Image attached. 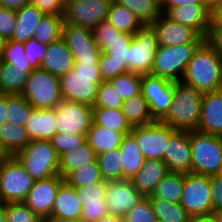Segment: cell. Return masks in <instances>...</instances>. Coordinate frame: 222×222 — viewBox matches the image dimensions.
Returning <instances> with one entry per match:
<instances>
[{
    "instance_id": "obj_1",
    "label": "cell",
    "mask_w": 222,
    "mask_h": 222,
    "mask_svg": "<svg viewBox=\"0 0 222 222\" xmlns=\"http://www.w3.org/2000/svg\"><path fill=\"white\" fill-rule=\"evenodd\" d=\"M180 82L203 93L222 89V58L206 40L194 51Z\"/></svg>"
},
{
    "instance_id": "obj_2",
    "label": "cell",
    "mask_w": 222,
    "mask_h": 222,
    "mask_svg": "<svg viewBox=\"0 0 222 222\" xmlns=\"http://www.w3.org/2000/svg\"><path fill=\"white\" fill-rule=\"evenodd\" d=\"M102 82L98 62H75L72 70L59 77L62 99L93 107Z\"/></svg>"
},
{
    "instance_id": "obj_3",
    "label": "cell",
    "mask_w": 222,
    "mask_h": 222,
    "mask_svg": "<svg viewBox=\"0 0 222 222\" xmlns=\"http://www.w3.org/2000/svg\"><path fill=\"white\" fill-rule=\"evenodd\" d=\"M202 96V91L180 81L174 82L172 103L160 122L170 125L175 131H197Z\"/></svg>"
},
{
    "instance_id": "obj_4",
    "label": "cell",
    "mask_w": 222,
    "mask_h": 222,
    "mask_svg": "<svg viewBox=\"0 0 222 222\" xmlns=\"http://www.w3.org/2000/svg\"><path fill=\"white\" fill-rule=\"evenodd\" d=\"M191 173L215 176L222 166V136L190 132Z\"/></svg>"
},
{
    "instance_id": "obj_5",
    "label": "cell",
    "mask_w": 222,
    "mask_h": 222,
    "mask_svg": "<svg viewBox=\"0 0 222 222\" xmlns=\"http://www.w3.org/2000/svg\"><path fill=\"white\" fill-rule=\"evenodd\" d=\"M14 156L34 180L59 174V156L50 141L31 140Z\"/></svg>"
},
{
    "instance_id": "obj_6",
    "label": "cell",
    "mask_w": 222,
    "mask_h": 222,
    "mask_svg": "<svg viewBox=\"0 0 222 222\" xmlns=\"http://www.w3.org/2000/svg\"><path fill=\"white\" fill-rule=\"evenodd\" d=\"M199 45L159 46L150 74L154 77L179 82L188 62Z\"/></svg>"
},
{
    "instance_id": "obj_7",
    "label": "cell",
    "mask_w": 222,
    "mask_h": 222,
    "mask_svg": "<svg viewBox=\"0 0 222 222\" xmlns=\"http://www.w3.org/2000/svg\"><path fill=\"white\" fill-rule=\"evenodd\" d=\"M21 95L35 109L55 108L63 100L59 77L42 69L30 72Z\"/></svg>"
},
{
    "instance_id": "obj_8",
    "label": "cell",
    "mask_w": 222,
    "mask_h": 222,
    "mask_svg": "<svg viewBox=\"0 0 222 222\" xmlns=\"http://www.w3.org/2000/svg\"><path fill=\"white\" fill-rule=\"evenodd\" d=\"M34 181L15 156H7L0 169V201L23 202Z\"/></svg>"
},
{
    "instance_id": "obj_9",
    "label": "cell",
    "mask_w": 222,
    "mask_h": 222,
    "mask_svg": "<svg viewBox=\"0 0 222 222\" xmlns=\"http://www.w3.org/2000/svg\"><path fill=\"white\" fill-rule=\"evenodd\" d=\"M158 41L151 25H142L134 34L128 48V71L146 75L152 71L154 58L158 50Z\"/></svg>"
},
{
    "instance_id": "obj_10",
    "label": "cell",
    "mask_w": 222,
    "mask_h": 222,
    "mask_svg": "<svg viewBox=\"0 0 222 222\" xmlns=\"http://www.w3.org/2000/svg\"><path fill=\"white\" fill-rule=\"evenodd\" d=\"M174 132L170 125L155 121L144 126L132 127L130 133L135 137L145 160L163 161L169 139Z\"/></svg>"
},
{
    "instance_id": "obj_11",
    "label": "cell",
    "mask_w": 222,
    "mask_h": 222,
    "mask_svg": "<svg viewBox=\"0 0 222 222\" xmlns=\"http://www.w3.org/2000/svg\"><path fill=\"white\" fill-rule=\"evenodd\" d=\"M180 204L190 216L212 213L210 176L184 174Z\"/></svg>"
},
{
    "instance_id": "obj_12",
    "label": "cell",
    "mask_w": 222,
    "mask_h": 222,
    "mask_svg": "<svg viewBox=\"0 0 222 222\" xmlns=\"http://www.w3.org/2000/svg\"><path fill=\"white\" fill-rule=\"evenodd\" d=\"M112 0H65L64 24L93 29L106 21L108 8Z\"/></svg>"
},
{
    "instance_id": "obj_13",
    "label": "cell",
    "mask_w": 222,
    "mask_h": 222,
    "mask_svg": "<svg viewBox=\"0 0 222 222\" xmlns=\"http://www.w3.org/2000/svg\"><path fill=\"white\" fill-rule=\"evenodd\" d=\"M57 133L87 134L92 123L93 107L62 100L55 107Z\"/></svg>"
},
{
    "instance_id": "obj_14",
    "label": "cell",
    "mask_w": 222,
    "mask_h": 222,
    "mask_svg": "<svg viewBox=\"0 0 222 222\" xmlns=\"http://www.w3.org/2000/svg\"><path fill=\"white\" fill-rule=\"evenodd\" d=\"M173 89V81L154 77L152 74L141 75V93L147 100L155 121H160L168 112L173 100Z\"/></svg>"
},
{
    "instance_id": "obj_15",
    "label": "cell",
    "mask_w": 222,
    "mask_h": 222,
    "mask_svg": "<svg viewBox=\"0 0 222 222\" xmlns=\"http://www.w3.org/2000/svg\"><path fill=\"white\" fill-rule=\"evenodd\" d=\"M62 39L73 55L74 62H99L101 49L94 41L91 29L63 24Z\"/></svg>"
},
{
    "instance_id": "obj_16",
    "label": "cell",
    "mask_w": 222,
    "mask_h": 222,
    "mask_svg": "<svg viewBox=\"0 0 222 222\" xmlns=\"http://www.w3.org/2000/svg\"><path fill=\"white\" fill-rule=\"evenodd\" d=\"M143 198L128 179L107 181L105 202L109 215L123 218Z\"/></svg>"
},
{
    "instance_id": "obj_17",
    "label": "cell",
    "mask_w": 222,
    "mask_h": 222,
    "mask_svg": "<svg viewBox=\"0 0 222 222\" xmlns=\"http://www.w3.org/2000/svg\"><path fill=\"white\" fill-rule=\"evenodd\" d=\"M159 46L201 44L205 38L194 28L171 21L163 13L151 24Z\"/></svg>"
},
{
    "instance_id": "obj_18",
    "label": "cell",
    "mask_w": 222,
    "mask_h": 222,
    "mask_svg": "<svg viewBox=\"0 0 222 222\" xmlns=\"http://www.w3.org/2000/svg\"><path fill=\"white\" fill-rule=\"evenodd\" d=\"M63 182L64 179L59 174L35 180L23 203L40 218L50 216L57 190Z\"/></svg>"
},
{
    "instance_id": "obj_19",
    "label": "cell",
    "mask_w": 222,
    "mask_h": 222,
    "mask_svg": "<svg viewBox=\"0 0 222 222\" xmlns=\"http://www.w3.org/2000/svg\"><path fill=\"white\" fill-rule=\"evenodd\" d=\"M163 161L169 172L191 173L190 132L175 131L171 135Z\"/></svg>"
},
{
    "instance_id": "obj_20",
    "label": "cell",
    "mask_w": 222,
    "mask_h": 222,
    "mask_svg": "<svg viewBox=\"0 0 222 222\" xmlns=\"http://www.w3.org/2000/svg\"><path fill=\"white\" fill-rule=\"evenodd\" d=\"M197 131L222 136V89L203 93Z\"/></svg>"
},
{
    "instance_id": "obj_21",
    "label": "cell",
    "mask_w": 222,
    "mask_h": 222,
    "mask_svg": "<svg viewBox=\"0 0 222 222\" xmlns=\"http://www.w3.org/2000/svg\"><path fill=\"white\" fill-rule=\"evenodd\" d=\"M163 14L171 21L196 29L205 39L207 38L211 13L203 4L169 8Z\"/></svg>"
},
{
    "instance_id": "obj_22",
    "label": "cell",
    "mask_w": 222,
    "mask_h": 222,
    "mask_svg": "<svg viewBox=\"0 0 222 222\" xmlns=\"http://www.w3.org/2000/svg\"><path fill=\"white\" fill-rule=\"evenodd\" d=\"M74 63L73 55L65 41L61 38L48 45L40 69L45 70L54 76L61 77L73 69Z\"/></svg>"
},
{
    "instance_id": "obj_23",
    "label": "cell",
    "mask_w": 222,
    "mask_h": 222,
    "mask_svg": "<svg viewBox=\"0 0 222 222\" xmlns=\"http://www.w3.org/2000/svg\"><path fill=\"white\" fill-rule=\"evenodd\" d=\"M168 173L169 170L164 161L148 159L144 160L142 168L129 180L144 197H148Z\"/></svg>"
},
{
    "instance_id": "obj_24",
    "label": "cell",
    "mask_w": 222,
    "mask_h": 222,
    "mask_svg": "<svg viewBox=\"0 0 222 222\" xmlns=\"http://www.w3.org/2000/svg\"><path fill=\"white\" fill-rule=\"evenodd\" d=\"M76 189L65 181L59 186L51 209L50 216L63 219H81L82 203Z\"/></svg>"
},
{
    "instance_id": "obj_25",
    "label": "cell",
    "mask_w": 222,
    "mask_h": 222,
    "mask_svg": "<svg viewBox=\"0 0 222 222\" xmlns=\"http://www.w3.org/2000/svg\"><path fill=\"white\" fill-rule=\"evenodd\" d=\"M25 129L30 140L49 141L56 133L55 108L33 109Z\"/></svg>"
},
{
    "instance_id": "obj_26",
    "label": "cell",
    "mask_w": 222,
    "mask_h": 222,
    "mask_svg": "<svg viewBox=\"0 0 222 222\" xmlns=\"http://www.w3.org/2000/svg\"><path fill=\"white\" fill-rule=\"evenodd\" d=\"M119 152L122 179L129 180L139 172L145 160L135 137L131 133L123 136Z\"/></svg>"
},
{
    "instance_id": "obj_27",
    "label": "cell",
    "mask_w": 222,
    "mask_h": 222,
    "mask_svg": "<svg viewBox=\"0 0 222 222\" xmlns=\"http://www.w3.org/2000/svg\"><path fill=\"white\" fill-rule=\"evenodd\" d=\"M130 132H118L96 125L93 121L86 134V141L93 148L96 155L119 148L122 138Z\"/></svg>"
},
{
    "instance_id": "obj_28",
    "label": "cell",
    "mask_w": 222,
    "mask_h": 222,
    "mask_svg": "<svg viewBox=\"0 0 222 222\" xmlns=\"http://www.w3.org/2000/svg\"><path fill=\"white\" fill-rule=\"evenodd\" d=\"M43 16L44 14L32 3L25 4L16 11V26L10 40L24 43L32 38L34 30Z\"/></svg>"
},
{
    "instance_id": "obj_29",
    "label": "cell",
    "mask_w": 222,
    "mask_h": 222,
    "mask_svg": "<svg viewBox=\"0 0 222 222\" xmlns=\"http://www.w3.org/2000/svg\"><path fill=\"white\" fill-rule=\"evenodd\" d=\"M96 153L87 141L59 156V175L64 179L80 166L96 160Z\"/></svg>"
},
{
    "instance_id": "obj_30",
    "label": "cell",
    "mask_w": 222,
    "mask_h": 222,
    "mask_svg": "<svg viewBox=\"0 0 222 222\" xmlns=\"http://www.w3.org/2000/svg\"><path fill=\"white\" fill-rule=\"evenodd\" d=\"M121 111L131 127L144 126L155 122L151 116L148 102L142 93L124 100Z\"/></svg>"
},
{
    "instance_id": "obj_31",
    "label": "cell",
    "mask_w": 222,
    "mask_h": 222,
    "mask_svg": "<svg viewBox=\"0 0 222 222\" xmlns=\"http://www.w3.org/2000/svg\"><path fill=\"white\" fill-rule=\"evenodd\" d=\"M30 141L25 127L9 122L0 126V146L8 156H14Z\"/></svg>"
},
{
    "instance_id": "obj_32",
    "label": "cell",
    "mask_w": 222,
    "mask_h": 222,
    "mask_svg": "<svg viewBox=\"0 0 222 222\" xmlns=\"http://www.w3.org/2000/svg\"><path fill=\"white\" fill-rule=\"evenodd\" d=\"M106 21L122 33L134 34L142 23L126 7L112 0L110 2Z\"/></svg>"
},
{
    "instance_id": "obj_33",
    "label": "cell",
    "mask_w": 222,
    "mask_h": 222,
    "mask_svg": "<svg viewBox=\"0 0 222 222\" xmlns=\"http://www.w3.org/2000/svg\"><path fill=\"white\" fill-rule=\"evenodd\" d=\"M26 69H14L10 64L1 62L0 64V93L21 94L28 75Z\"/></svg>"
},
{
    "instance_id": "obj_34",
    "label": "cell",
    "mask_w": 222,
    "mask_h": 222,
    "mask_svg": "<svg viewBox=\"0 0 222 222\" xmlns=\"http://www.w3.org/2000/svg\"><path fill=\"white\" fill-rule=\"evenodd\" d=\"M183 185V173L169 172L161 179L153 193L148 197H155L172 203H180Z\"/></svg>"
},
{
    "instance_id": "obj_35",
    "label": "cell",
    "mask_w": 222,
    "mask_h": 222,
    "mask_svg": "<svg viewBox=\"0 0 222 222\" xmlns=\"http://www.w3.org/2000/svg\"><path fill=\"white\" fill-rule=\"evenodd\" d=\"M129 9L142 23L151 25L162 14L160 0H114Z\"/></svg>"
},
{
    "instance_id": "obj_36",
    "label": "cell",
    "mask_w": 222,
    "mask_h": 222,
    "mask_svg": "<svg viewBox=\"0 0 222 222\" xmlns=\"http://www.w3.org/2000/svg\"><path fill=\"white\" fill-rule=\"evenodd\" d=\"M151 208L159 222H189L190 215L180 203H172L155 197H148Z\"/></svg>"
},
{
    "instance_id": "obj_37",
    "label": "cell",
    "mask_w": 222,
    "mask_h": 222,
    "mask_svg": "<svg viewBox=\"0 0 222 222\" xmlns=\"http://www.w3.org/2000/svg\"><path fill=\"white\" fill-rule=\"evenodd\" d=\"M63 24L62 15H44L34 30L33 38L45 45L56 42L62 38Z\"/></svg>"
},
{
    "instance_id": "obj_38",
    "label": "cell",
    "mask_w": 222,
    "mask_h": 222,
    "mask_svg": "<svg viewBox=\"0 0 222 222\" xmlns=\"http://www.w3.org/2000/svg\"><path fill=\"white\" fill-rule=\"evenodd\" d=\"M92 121L96 125L118 132H131L132 129L122 113L121 108L93 107Z\"/></svg>"
},
{
    "instance_id": "obj_39",
    "label": "cell",
    "mask_w": 222,
    "mask_h": 222,
    "mask_svg": "<svg viewBox=\"0 0 222 222\" xmlns=\"http://www.w3.org/2000/svg\"><path fill=\"white\" fill-rule=\"evenodd\" d=\"M7 122L25 127L34 107L21 95H6Z\"/></svg>"
},
{
    "instance_id": "obj_40",
    "label": "cell",
    "mask_w": 222,
    "mask_h": 222,
    "mask_svg": "<svg viewBox=\"0 0 222 222\" xmlns=\"http://www.w3.org/2000/svg\"><path fill=\"white\" fill-rule=\"evenodd\" d=\"M0 58L1 62L10 64L14 69H26L29 73L34 70L28 62L22 42L4 41Z\"/></svg>"
},
{
    "instance_id": "obj_41",
    "label": "cell",
    "mask_w": 222,
    "mask_h": 222,
    "mask_svg": "<svg viewBox=\"0 0 222 222\" xmlns=\"http://www.w3.org/2000/svg\"><path fill=\"white\" fill-rule=\"evenodd\" d=\"M100 169L98 167L97 161L91 163H86L74 171L70 172L64 181L74 187L79 188L85 185L96 183L102 180Z\"/></svg>"
},
{
    "instance_id": "obj_42",
    "label": "cell",
    "mask_w": 222,
    "mask_h": 222,
    "mask_svg": "<svg viewBox=\"0 0 222 222\" xmlns=\"http://www.w3.org/2000/svg\"><path fill=\"white\" fill-rule=\"evenodd\" d=\"M96 161L104 180H122L119 148L98 154Z\"/></svg>"
},
{
    "instance_id": "obj_43",
    "label": "cell",
    "mask_w": 222,
    "mask_h": 222,
    "mask_svg": "<svg viewBox=\"0 0 222 222\" xmlns=\"http://www.w3.org/2000/svg\"><path fill=\"white\" fill-rule=\"evenodd\" d=\"M108 82L123 101L141 93V75L139 74L126 72L109 79Z\"/></svg>"
},
{
    "instance_id": "obj_44",
    "label": "cell",
    "mask_w": 222,
    "mask_h": 222,
    "mask_svg": "<svg viewBox=\"0 0 222 222\" xmlns=\"http://www.w3.org/2000/svg\"><path fill=\"white\" fill-rule=\"evenodd\" d=\"M132 39L133 34L128 33H121L119 36L111 39H103V49L101 50V53L108 55L110 59L124 61L127 65V50Z\"/></svg>"
},
{
    "instance_id": "obj_45",
    "label": "cell",
    "mask_w": 222,
    "mask_h": 222,
    "mask_svg": "<svg viewBox=\"0 0 222 222\" xmlns=\"http://www.w3.org/2000/svg\"><path fill=\"white\" fill-rule=\"evenodd\" d=\"M8 222H38L41 218L23 202L4 203Z\"/></svg>"
},
{
    "instance_id": "obj_46",
    "label": "cell",
    "mask_w": 222,
    "mask_h": 222,
    "mask_svg": "<svg viewBox=\"0 0 222 222\" xmlns=\"http://www.w3.org/2000/svg\"><path fill=\"white\" fill-rule=\"evenodd\" d=\"M80 202L83 206L81 219L84 222H96L100 218L109 215V210L105 202V198L93 200H87L86 198H83Z\"/></svg>"
},
{
    "instance_id": "obj_47",
    "label": "cell",
    "mask_w": 222,
    "mask_h": 222,
    "mask_svg": "<svg viewBox=\"0 0 222 222\" xmlns=\"http://www.w3.org/2000/svg\"><path fill=\"white\" fill-rule=\"evenodd\" d=\"M123 99L119 96L108 81H103L97 92V98L93 107L121 108Z\"/></svg>"
},
{
    "instance_id": "obj_48",
    "label": "cell",
    "mask_w": 222,
    "mask_h": 222,
    "mask_svg": "<svg viewBox=\"0 0 222 222\" xmlns=\"http://www.w3.org/2000/svg\"><path fill=\"white\" fill-rule=\"evenodd\" d=\"M98 66L103 81H108L109 79L115 78L117 75L129 72L124 61L110 59V57L104 53L100 55Z\"/></svg>"
},
{
    "instance_id": "obj_49",
    "label": "cell",
    "mask_w": 222,
    "mask_h": 222,
    "mask_svg": "<svg viewBox=\"0 0 222 222\" xmlns=\"http://www.w3.org/2000/svg\"><path fill=\"white\" fill-rule=\"evenodd\" d=\"M58 156L81 145L86 141V134L56 133L50 140Z\"/></svg>"
},
{
    "instance_id": "obj_50",
    "label": "cell",
    "mask_w": 222,
    "mask_h": 222,
    "mask_svg": "<svg viewBox=\"0 0 222 222\" xmlns=\"http://www.w3.org/2000/svg\"><path fill=\"white\" fill-rule=\"evenodd\" d=\"M124 222H156L148 197L143 198L123 217Z\"/></svg>"
},
{
    "instance_id": "obj_51",
    "label": "cell",
    "mask_w": 222,
    "mask_h": 222,
    "mask_svg": "<svg viewBox=\"0 0 222 222\" xmlns=\"http://www.w3.org/2000/svg\"><path fill=\"white\" fill-rule=\"evenodd\" d=\"M25 55L33 69H40L43 57L46 54L48 45L36 41L33 37L23 43Z\"/></svg>"
},
{
    "instance_id": "obj_52",
    "label": "cell",
    "mask_w": 222,
    "mask_h": 222,
    "mask_svg": "<svg viewBox=\"0 0 222 222\" xmlns=\"http://www.w3.org/2000/svg\"><path fill=\"white\" fill-rule=\"evenodd\" d=\"M16 11L0 7V37L10 40L16 26Z\"/></svg>"
},
{
    "instance_id": "obj_53",
    "label": "cell",
    "mask_w": 222,
    "mask_h": 222,
    "mask_svg": "<svg viewBox=\"0 0 222 222\" xmlns=\"http://www.w3.org/2000/svg\"><path fill=\"white\" fill-rule=\"evenodd\" d=\"M107 181L102 179L96 183L85 185L83 187L75 188L76 193L80 199L87 200L105 198Z\"/></svg>"
},
{
    "instance_id": "obj_54",
    "label": "cell",
    "mask_w": 222,
    "mask_h": 222,
    "mask_svg": "<svg viewBox=\"0 0 222 222\" xmlns=\"http://www.w3.org/2000/svg\"><path fill=\"white\" fill-rule=\"evenodd\" d=\"M121 33L122 32L114 28L107 21L100 22L92 29L94 41L101 50L103 49V39H111L113 37L119 36Z\"/></svg>"
},
{
    "instance_id": "obj_55",
    "label": "cell",
    "mask_w": 222,
    "mask_h": 222,
    "mask_svg": "<svg viewBox=\"0 0 222 222\" xmlns=\"http://www.w3.org/2000/svg\"><path fill=\"white\" fill-rule=\"evenodd\" d=\"M44 15H62L64 14L65 0H30Z\"/></svg>"
},
{
    "instance_id": "obj_56",
    "label": "cell",
    "mask_w": 222,
    "mask_h": 222,
    "mask_svg": "<svg viewBox=\"0 0 222 222\" xmlns=\"http://www.w3.org/2000/svg\"><path fill=\"white\" fill-rule=\"evenodd\" d=\"M212 208L213 211L222 209V177L210 176Z\"/></svg>"
},
{
    "instance_id": "obj_57",
    "label": "cell",
    "mask_w": 222,
    "mask_h": 222,
    "mask_svg": "<svg viewBox=\"0 0 222 222\" xmlns=\"http://www.w3.org/2000/svg\"><path fill=\"white\" fill-rule=\"evenodd\" d=\"M222 58V26H210L205 39Z\"/></svg>"
},
{
    "instance_id": "obj_58",
    "label": "cell",
    "mask_w": 222,
    "mask_h": 222,
    "mask_svg": "<svg viewBox=\"0 0 222 222\" xmlns=\"http://www.w3.org/2000/svg\"><path fill=\"white\" fill-rule=\"evenodd\" d=\"M190 4H202V1L201 0H160V8L162 13H164L169 8H175Z\"/></svg>"
},
{
    "instance_id": "obj_59",
    "label": "cell",
    "mask_w": 222,
    "mask_h": 222,
    "mask_svg": "<svg viewBox=\"0 0 222 222\" xmlns=\"http://www.w3.org/2000/svg\"><path fill=\"white\" fill-rule=\"evenodd\" d=\"M28 3L30 0H0V7L17 11Z\"/></svg>"
},
{
    "instance_id": "obj_60",
    "label": "cell",
    "mask_w": 222,
    "mask_h": 222,
    "mask_svg": "<svg viewBox=\"0 0 222 222\" xmlns=\"http://www.w3.org/2000/svg\"><path fill=\"white\" fill-rule=\"evenodd\" d=\"M210 26H222V4L211 13Z\"/></svg>"
},
{
    "instance_id": "obj_61",
    "label": "cell",
    "mask_w": 222,
    "mask_h": 222,
    "mask_svg": "<svg viewBox=\"0 0 222 222\" xmlns=\"http://www.w3.org/2000/svg\"><path fill=\"white\" fill-rule=\"evenodd\" d=\"M189 222H218V221L214 212H212L208 214L191 216Z\"/></svg>"
},
{
    "instance_id": "obj_62",
    "label": "cell",
    "mask_w": 222,
    "mask_h": 222,
    "mask_svg": "<svg viewBox=\"0 0 222 222\" xmlns=\"http://www.w3.org/2000/svg\"><path fill=\"white\" fill-rule=\"evenodd\" d=\"M6 94L0 93V126L7 122Z\"/></svg>"
},
{
    "instance_id": "obj_63",
    "label": "cell",
    "mask_w": 222,
    "mask_h": 222,
    "mask_svg": "<svg viewBox=\"0 0 222 222\" xmlns=\"http://www.w3.org/2000/svg\"><path fill=\"white\" fill-rule=\"evenodd\" d=\"M204 7L212 13L218 6L222 4V0H201Z\"/></svg>"
},
{
    "instance_id": "obj_64",
    "label": "cell",
    "mask_w": 222,
    "mask_h": 222,
    "mask_svg": "<svg viewBox=\"0 0 222 222\" xmlns=\"http://www.w3.org/2000/svg\"><path fill=\"white\" fill-rule=\"evenodd\" d=\"M45 222H84L82 219L73 220V219H63L56 216H47L44 218Z\"/></svg>"
},
{
    "instance_id": "obj_65",
    "label": "cell",
    "mask_w": 222,
    "mask_h": 222,
    "mask_svg": "<svg viewBox=\"0 0 222 222\" xmlns=\"http://www.w3.org/2000/svg\"><path fill=\"white\" fill-rule=\"evenodd\" d=\"M96 222H124L123 218L113 215H106L105 217L100 218Z\"/></svg>"
},
{
    "instance_id": "obj_66",
    "label": "cell",
    "mask_w": 222,
    "mask_h": 222,
    "mask_svg": "<svg viewBox=\"0 0 222 222\" xmlns=\"http://www.w3.org/2000/svg\"><path fill=\"white\" fill-rule=\"evenodd\" d=\"M0 222H8L4 211V203L1 201H0Z\"/></svg>"
},
{
    "instance_id": "obj_67",
    "label": "cell",
    "mask_w": 222,
    "mask_h": 222,
    "mask_svg": "<svg viewBox=\"0 0 222 222\" xmlns=\"http://www.w3.org/2000/svg\"><path fill=\"white\" fill-rule=\"evenodd\" d=\"M216 218H217V221L218 222H222V209L220 210H217V211H213Z\"/></svg>"
},
{
    "instance_id": "obj_68",
    "label": "cell",
    "mask_w": 222,
    "mask_h": 222,
    "mask_svg": "<svg viewBox=\"0 0 222 222\" xmlns=\"http://www.w3.org/2000/svg\"><path fill=\"white\" fill-rule=\"evenodd\" d=\"M8 155L4 152V150L0 146V160H4Z\"/></svg>"
},
{
    "instance_id": "obj_69",
    "label": "cell",
    "mask_w": 222,
    "mask_h": 222,
    "mask_svg": "<svg viewBox=\"0 0 222 222\" xmlns=\"http://www.w3.org/2000/svg\"><path fill=\"white\" fill-rule=\"evenodd\" d=\"M3 44H4V40L0 37V56H1Z\"/></svg>"
},
{
    "instance_id": "obj_70",
    "label": "cell",
    "mask_w": 222,
    "mask_h": 222,
    "mask_svg": "<svg viewBox=\"0 0 222 222\" xmlns=\"http://www.w3.org/2000/svg\"><path fill=\"white\" fill-rule=\"evenodd\" d=\"M220 177H222V166H221V169H220V172L218 174Z\"/></svg>"
},
{
    "instance_id": "obj_71",
    "label": "cell",
    "mask_w": 222,
    "mask_h": 222,
    "mask_svg": "<svg viewBox=\"0 0 222 222\" xmlns=\"http://www.w3.org/2000/svg\"><path fill=\"white\" fill-rule=\"evenodd\" d=\"M38 222H45L44 218H41Z\"/></svg>"
}]
</instances>
